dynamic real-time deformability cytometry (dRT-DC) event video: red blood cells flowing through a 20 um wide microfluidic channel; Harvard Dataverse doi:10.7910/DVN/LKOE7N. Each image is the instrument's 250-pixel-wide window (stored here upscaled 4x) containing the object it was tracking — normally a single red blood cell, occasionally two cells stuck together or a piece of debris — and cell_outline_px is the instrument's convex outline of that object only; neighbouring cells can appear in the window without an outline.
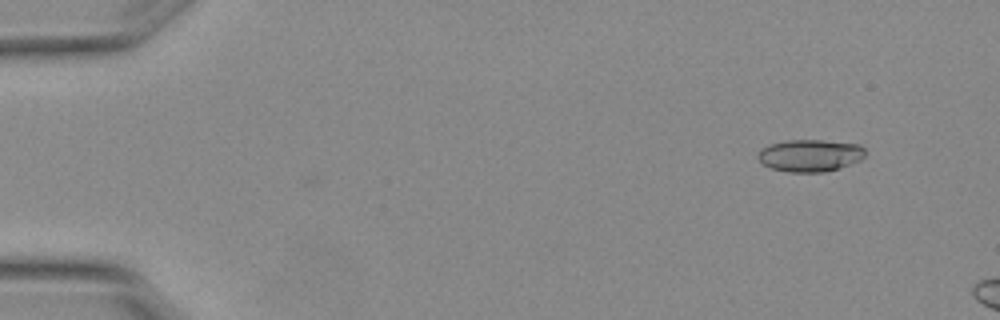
{"species": "Egyptian fruit bat (a non-hibernating species)", "species_latin": "Rousettus aegyptiacus", "temperature_condition": "warm", "stored_images_in_passage": 2, "camera_frame_rate_fps": 3000, "um_per_image_px": 0.085, "animal": {"sex": "female"}, "frame": {"image": 1, "passage_image": 2, "time_ms": 0.333, "image_size_px": [1000, 320], "cell_outline_px": [[864, 156], [860, 160], [840, 168], [824, 172], [788, 172], [772, 168], [764, 164], [756, 156], [760, 148], [768, 144], [788, 140], [820, 140], [860, 144], [864, 148]], "centroid_in_image_um": [68.84, 13.21], "position_along_channel_um": 16.2, "area_um2": 20.17}}